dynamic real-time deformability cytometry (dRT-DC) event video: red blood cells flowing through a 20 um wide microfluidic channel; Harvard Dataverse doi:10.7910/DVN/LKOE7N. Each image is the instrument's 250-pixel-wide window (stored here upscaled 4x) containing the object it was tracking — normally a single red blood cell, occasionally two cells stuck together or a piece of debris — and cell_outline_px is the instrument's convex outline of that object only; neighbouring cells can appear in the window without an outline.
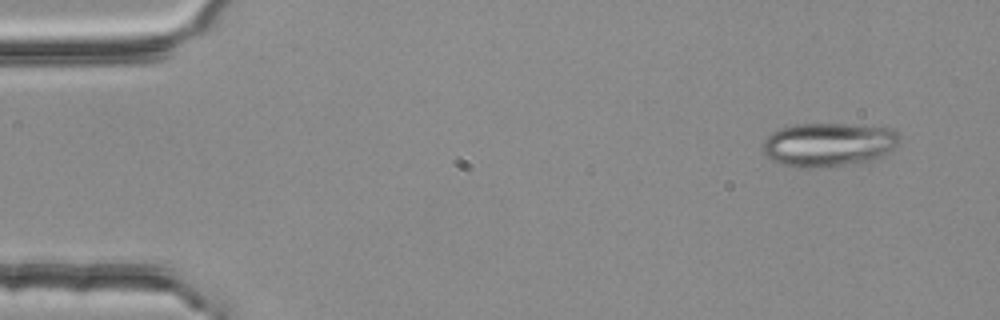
{"species": "common noctule bat (a hibernating species)", "species_latin": "Nyctalus noctula", "temperature_condition": "room temperature", "stored_images_in_passage": 4, "camera_frame_rate_fps": 3000, "um_per_image_px": 0.085, "animal": {"sex": "female", "body_mass_g": 25.1}, "frame": {"image": 1, "passage_image": 1, "time_ms": 0.0, "image_size_px": [1000, 320], "cell_outline_px": [[900, 144], [896, 148], [876, 160], [816, 168], [800, 168], [784, 164], [772, 160], [764, 152], [764, 140], [772, 132], [780, 128], [792, 124], [844, 124], [888, 128], [896, 132], [900, 136]], "centroid_in_image_um": [70.46, 12.29], "position_along_channel_um": 14.5, "area_um2": 34.91}}